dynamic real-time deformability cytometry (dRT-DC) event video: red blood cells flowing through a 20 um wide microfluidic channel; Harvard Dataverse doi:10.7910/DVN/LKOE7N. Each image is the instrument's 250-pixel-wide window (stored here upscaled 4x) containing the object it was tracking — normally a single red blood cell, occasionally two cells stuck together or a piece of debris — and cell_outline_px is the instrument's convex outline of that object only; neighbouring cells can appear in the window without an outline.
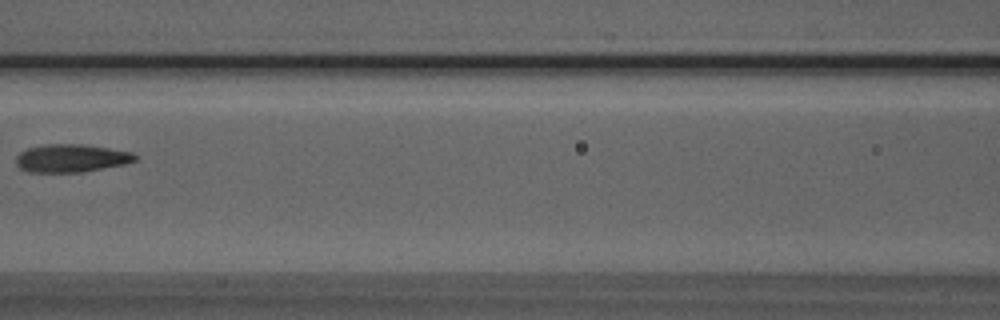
{"species": "Egyptian fruit bat (a non-hibernating species)", "species_latin": "Rousettus aegyptiacus", "temperature_condition": "room temperature", "stored_images_in_passage": 9, "camera_frame_rate_fps": 3000, "um_per_image_px": 0.085, "animal": {"sex": "male"}, "frame": {"image": 1, "passage_image": 7, "time_ms": 7.0, "image_size_px": [1000, 320], "cell_outline_px": [[136, 160], [124, 164], [80, 172], [28, 172], [20, 168], [16, 164], [16, 156], [20, 152], [28, 148], [44, 144], [80, 144], [108, 148], [132, 152], [136, 156]], "centroid_in_image_um": [6.01, 13.44], "position_along_channel_um": 160.6, "area_um2": 19.25}}
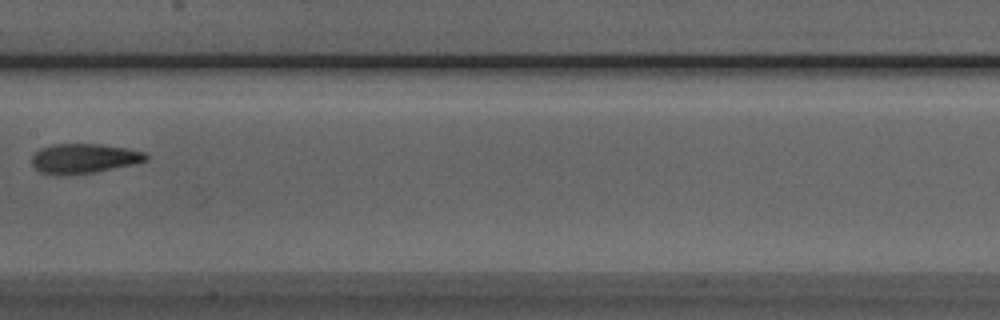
{"frame": {"image": 2, "passage_image": 8, "time_ms": 8.0, "image_size_px": [1000, 320], "cell_outline_px": [[148, 160], [132, 164], [96, 172], [64, 176], [52, 176], [40, 172], [32, 164], [32, 156], [40, 148], [52, 144], [100, 144], [124, 148], [144, 152], [148, 156]], "centroid_in_image_um": [7.08, 13.49], "position_along_channel_um": 200.3, "area_um2": 19.88}}
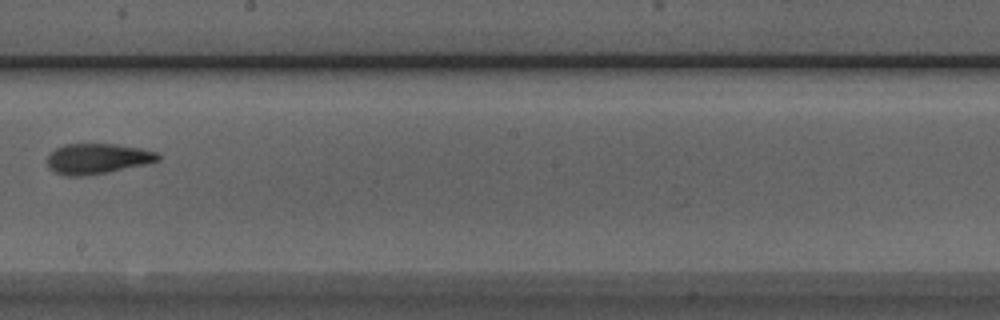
{"frame": {"image": 3, "passage_image": 9, "time_ms": 9.0, "image_size_px": [1000, 320], "cell_outline_px": [[160, 160], [144, 164], [108, 172], [84, 176], [64, 176], [48, 168], [48, 156], [56, 148], [64, 144], [116, 144], [140, 148], [156, 152], [160, 156]], "centroid_in_image_um": [8.26, 13.49], "position_along_channel_um": 239.9, "area_um2": 19.48}}